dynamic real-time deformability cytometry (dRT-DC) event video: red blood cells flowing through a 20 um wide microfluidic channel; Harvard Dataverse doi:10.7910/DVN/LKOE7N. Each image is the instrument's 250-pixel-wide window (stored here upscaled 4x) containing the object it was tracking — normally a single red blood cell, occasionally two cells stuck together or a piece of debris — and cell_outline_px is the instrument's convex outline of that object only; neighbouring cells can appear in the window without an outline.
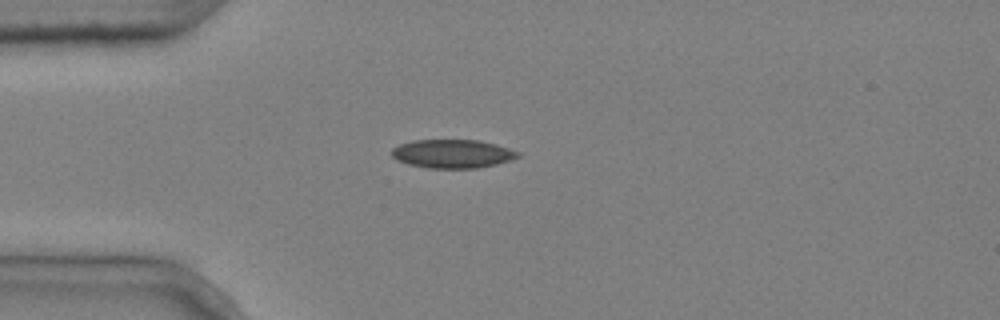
{"species": "common noctule bat (a hibernating species)", "species_latin": "Nyctalus noctula", "temperature_condition": "cold", "stored_images_in_passage": 1, "camera_frame_rate_fps": 3000, "um_per_image_px": 0.085, "animal": {"sex": "male", "body_mass_g": 20.4}, "frame": {"image": 1, "passage_image": 1, "time_ms": 0.0, "image_size_px": [1000, 320], "cell_outline_px": [[520, 156], [512, 160], [496, 164], [476, 168], [428, 168], [408, 164], [396, 160], [392, 156], [392, 148], [400, 144], [412, 140], [480, 140], [496, 144], [520, 152]], "centroid_in_image_um": [38.47, 13.07], "position_along_channel_um": 46.5, "area_um2": 21.1}}